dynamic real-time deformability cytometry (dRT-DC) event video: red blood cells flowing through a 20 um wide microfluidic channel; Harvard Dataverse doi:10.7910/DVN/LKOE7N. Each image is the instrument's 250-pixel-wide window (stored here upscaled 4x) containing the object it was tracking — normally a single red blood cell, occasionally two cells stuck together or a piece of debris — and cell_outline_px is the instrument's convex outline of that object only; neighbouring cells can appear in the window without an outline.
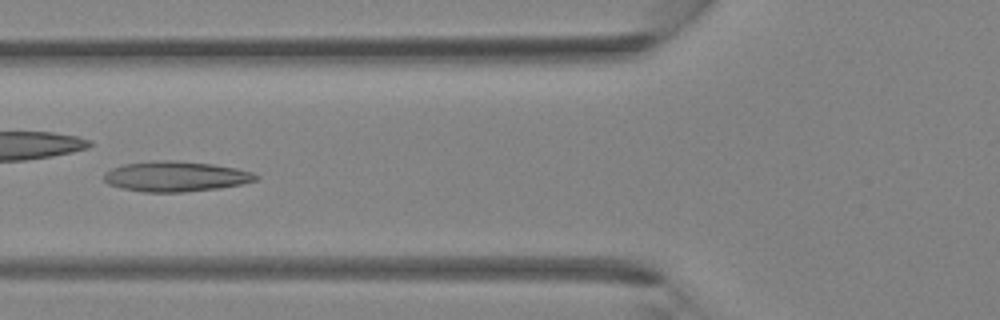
{"species": "Egyptian fruit bat (a non-hibernating species)", "species_latin": "Rousettus aegyptiacus", "temperature_condition": "room temperature", "stored_images_in_passage": 4, "camera_frame_rate_fps": 3000, "um_per_image_px": 0.085, "animal": {"sex": "female"}, "frame": {"image": 1, "passage_image": 4, "time_ms": 3.333, "image_size_px": [1000, 320], "cell_outline_px": [[260, 176], [256, 180], [240, 184], [220, 188], [184, 192], [144, 192], [120, 188], [108, 184], [104, 180], [104, 172], [112, 168], [124, 164], [164, 160], [172, 160], [212, 164], [236, 168], [252, 172]], "centroid_in_image_um": [14.92, 15.0], "position_along_channel_um": 110.9, "area_um2": 26.7}}